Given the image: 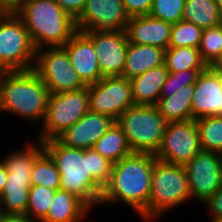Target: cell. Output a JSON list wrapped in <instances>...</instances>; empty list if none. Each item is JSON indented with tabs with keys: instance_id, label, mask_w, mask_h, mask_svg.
<instances>
[{
	"instance_id": "obj_4",
	"label": "cell",
	"mask_w": 222,
	"mask_h": 222,
	"mask_svg": "<svg viewBox=\"0 0 222 222\" xmlns=\"http://www.w3.org/2000/svg\"><path fill=\"white\" fill-rule=\"evenodd\" d=\"M49 91L33 69L0 72V111L29 120L46 115Z\"/></svg>"
},
{
	"instance_id": "obj_37",
	"label": "cell",
	"mask_w": 222,
	"mask_h": 222,
	"mask_svg": "<svg viewBox=\"0 0 222 222\" xmlns=\"http://www.w3.org/2000/svg\"><path fill=\"white\" fill-rule=\"evenodd\" d=\"M204 203L208 205L214 215L212 222H222V186Z\"/></svg>"
},
{
	"instance_id": "obj_38",
	"label": "cell",
	"mask_w": 222,
	"mask_h": 222,
	"mask_svg": "<svg viewBox=\"0 0 222 222\" xmlns=\"http://www.w3.org/2000/svg\"><path fill=\"white\" fill-rule=\"evenodd\" d=\"M20 8V0H0V11L5 13H16Z\"/></svg>"
},
{
	"instance_id": "obj_21",
	"label": "cell",
	"mask_w": 222,
	"mask_h": 222,
	"mask_svg": "<svg viewBox=\"0 0 222 222\" xmlns=\"http://www.w3.org/2000/svg\"><path fill=\"white\" fill-rule=\"evenodd\" d=\"M165 49L152 45L129 43L122 77L131 79L146 71L163 65Z\"/></svg>"
},
{
	"instance_id": "obj_25",
	"label": "cell",
	"mask_w": 222,
	"mask_h": 222,
	"mask_svg": "<svg viewBox=\"0 0 222 222\" xmlns=\"http://www.w3.org/2000/svg\"><path fill=\"white\" fill-rule=\"evenodd\" d=\"M92 149L112 163L133 153L122 128L116 122L96 141Z\"/></svg>"
},
{
	"instance_id": "obj_17",
	"label": "cell",
	"mask_w": 222,
	"mask_h": 222,
	"mask_svg": "<svg viewBox=\"0 0 222 222\" xmlns=\"http://www.w3.org/2000/svg\"><path fill=\"white\" fill-rule=\"evenodd\" d=\"M192 119L222 116V76L209 67L202 71L195 84L192 99Z\"/></svg>"
},
{
	"instance_id": "obj_31",
	"label": "cell",
	"mask_w": 222,
	"mask_h": 222,
	"mask_svg": "<svg viewBox=\"0 0 222 222\" xmlns=\"http://www.w3.org/2000/svg\"><path fill=\"white\" fill-rule=\"evenodd\" d=\"M198 49L208 67L222 53V24L202 31Z\"/></svg>"
},
{
	"instance_id": "obj_7",
	"label": "cell",
	"mask_w": 222,
	"mask_h": 222,
	"mask_svg": "<svg viewBox=\"0 0 222 222\" xmlns=\"http://www.w3.org/2000/svg\"><path fill=\"white\" fill-rule=\"evenodd\" d=\"M189 198L191 194L185 167L156 160L151 176L148 222Z\"/></svg>"
},
{
	"instance_id": "obj_29",
	"label": "cell",
	"mask_w": 222,
	"mask_h": 222,
	"mask_svg": "<svg viewBox=\"0 0 222 222\" xmlns=\"http://www.w3.org/2000/svg\"><path fill=\"white\" fill-rule=\"evenodd\" d=\"M54 189L41 185H32L29 188L28 204L26 214L35 221H41L47 214L53 200Z\"/></svg>"
},
{
	"instance_id": "obj_41",
	"label": "cell",
	"mask_w": 222,
	"mask_h": 222,
	"mask_svg": "<svg viewBox=\"0 0 222 222\" xmlns=\"http://www.w3.org/2000/svg\"><path fill=\"white\" fill-rule=\"evenodd\" d=\"M7 178V170L3 162H0V197L2 196Z\"/></svg>"
},
{
	"instance_id": "obj_45",
	"label": "cell",
	"mask_w": 222,
	"mask_h": 222,
	"mask_svg": "<svg viewBox=\"0 0 222 222\" xmlns=\"http://www.w3.org/2000/svg\"><path fill=\"white\" fill-rule=\"evenodd\" d=\"M221 158V165H222V151L219 153Z\"/></svg>"
},
{
	"instance_id": "obj_9",
	"label": "cell",
	"mask_w": 222,
	"mask_h": 222,
	"mask_svg": "<svg viewBox=\"0 0 222 222\" xmlns=\"http://www.w3.org/2000/svg\"><path fill=\"white\" fill-rule=\"evenodd\" d=\"M88 110V86L77 91L50 94L43 121L44 129L38 141L56 139L83 117Z\"/></svg>"
},
{
	"instance_id": "obj_44",
	"label": "cell",
	"mask_w": 222,
	"mask_h": 222,
	"mask_svg": "<svg viewBox=\"0 0 222 222\" xmlns=\"http://www.w3.org/2000/svg\"><path fill=\"white\" fill-rule=\"evenodd\" d=\"M3 215H4V213L2 211V208L0 207V222H1V218H2Z\"/></svg>"
},
{
	"instance_id": "obj_23",
	"label": "cell",
	"mask_w": 222,
	"mask_h": 222,
	"mask_svg": "<svg viewBox=\"0 0 222 222\" xmlns=\"http://www.w3.org/2000/svg\"><path fill=\"white\" fill-rule=\"evenodd\" d=\"M194 84L182 87L171 97L159 98L156 107L167 123L192 119Z\"/></svg>"
},
{
	"instance_id": "obj_39",
	"label": "cell",
	"mask_w": 222,
	"mask_h": 222,
	"mask_svg": "<svg viewBox=\"0 0 222 222\" xmlns=\"http://www.w3.org/2000/svg\"><path fill=\"white\" fill-rule=\"evenodd\" d=\"M1 222H36V221L29 218L27 215L4 214L1 218Z\"/></svg>"
},
{
	"instance_id": "obj_15",
	"label": "cell",
	"mask_w": 222,
	"mask_h": 222,
	"mask_svg": "<svg viewBox=\"0 0 222 222\" xmlns=\"http://www.w3.org/2000/svg\"><path fill=\"white\" fill-rule=\"evenodd\" d=\"M83 32L93 43L102 76H122L129 44L125 30Z\"/></svg>"
},
{
	"instance_id": "obj_27",
	"label": "cell",
	"mask_w": 222,
	"mask_h": 222,
	"mask_svg": "<svg viewBox=\"0 0 222 222\" xmlns=\"http://www.w3.org/2000/svg\"><path fill=\"white\" fill-rule=\"evenodd\" d=\"M200 145L204 151H222V116H206L195 120Z\"/></svg>"
},
{
	"instance_id": "obj_14",
	"label": "cell",
	"mask_w": 222,
	"mask_h": 222,
	"mask_svg": "<svg viewBox=\"0 0 222 222\" xmlns=\"http://www.w3.org/2000/svg\"><path fill=\"white\" fill-rule=\"evenodd\" d=\"M129 20L122 0H86L75 25L78 31L115 32L125 30Z\"/></svg>"
},
{
	"instance_id": "obj_12",
	"label": "cell",
	"mask_w": 222,
	"mask_h": 222,
	"mask_svg": "<svg viewBox=\"0 0 222 222\" xmlns=\"http://www.w3.org/2000/svg\"><path fill=\"white\" fill-rule=\"evenodd\" d=\"M89 110L106 115L115 121L128 108L135 106L129 79L106 76L97 83L87 85Z\"/></svg>"
},
{
	"instance_id": "obj_22",
	"label": "cell",
	"mask_w": 222,
	"mask_h": 222,
	"mask_svg": "<svg viewBox=\"0 0 222 222\" xmlns=\"http://www.w3.org/2000/svg\"><path fill=\"white\" fill-rule=\"evenodd\" d=\"M89 208L76 196L56 190L46 216L40 222H79Z\"/></svg>"
},
{
	"instance_id": "obj_5",
	"label": "cell",
	"mask_w": 222,
	"mask_h": 222,
	"mask_svg": "<svg viewBox=\"0 0 222 222\" xmlns=\"http://www.w3.org/2000/svg\"><path fill=\"white\" fill-rule=\"evenodd\" d=\"M38 142L39 144H35L36 147L31 145L26 149L27 151L12 153L3 160L7 170V178L0 197V207L6 209H2L4 214H26L29 188L32 186L33 164L44 152L43 143Z\"/></svg>"
},
{
	"instance_id": "obj_6",
	"label": "cell",
	"mask_w": 222,
	"mask_h": 222,
	"mask_svg": "<svg viewBox=\"0 0 222 222\" xmlns=\"http://www.w3.org/2000/svg\"><path fill=\"white\" fill-rule=\"evenodd\" d=\"M133 153L155 155L159 150L167 122L155 105H135L117 119Z\"/></svg>"
},
{
	"instance_id": "obj_3",
	"label": "cell",
	"mask_w": 222,
	"mask_h": 222,
	"mask_svg": "<svg viewBox=\"0 0 222 222\" xmlns=\"http://www.w3.org/2000/svg\"><path fill=\"white\" fill-rule=\"evenodd\" d=\"M23 22L35 49L63 46L77 31L75 20L55 0H31L15 13Z\"/></svg>"
},
{
	"instance_id": "obj_8",
	"label": "cell",
	"mask_w": 222,
	"mask_h": 222,
	"mask_svg": "<svg viewBox=\"0 0 222 222\" xmlns=\"http://www.w3.org/2000/svg\"><path fill=\"white\" fill-rule=\"evenodd\" d=\"M36 49L22 20L15 13L0 17V71L33 69Z\"/></svg>"
},
{
	"instance_id": "obj_28",
	"label": "cell",
	"mask_w": 222,
	"mask_h": 222,
	"mask_svg": "<svg viewBox=\"0 0 222 222\" xmlns=\"http://www.w3.org/2000/svg\"><path fill=\"white\" fill-rule=\"evenodd\" d=\"M32 185H41L59 190L60 174L55 162L44 151L34 162L31 172Z\"/></svg>"
},
{
	"instance_id": "obj_13",
	"label": "cell",
	"mask_w": 222,
	"mask_h": 222,
	"mask_svg": "<svg viewBox=\"0 0 222 222\" xmlns=\"http://www.w3.org/2000/svg\"><path fill=\"white\" fill-rule=\"evenodd\" d=\"M184 167L191 198L205 202L222 186V165L218 152L201 150Z\"/></svg>"
},
{
	"instance_id": "obj_16",
	"label": "cell",
	"mask_w": 222,
	"mask_h": 222,
	"mask_svg": "<svg viewBox=\"0 0 222 222\" xmlns=\"http://www.w3.org/2000/svg\"><path fill=\"white\" fill-rule=\"evenodd\" d=\"M62 47L66 50L73 69L86 86L103 78L96 50L83 31L77 30Z\"/></svg>"
},
{
	"instance_id": "obj_20",
	"label": "cell",
	"mask_w": 222,
	"mask_h": 222,
	"mask_svg": "<svg viewBox=\"0 0 222 222\" xmlns=\"http://www.w3.org/2000/svg\"><path fill=\"white\" fill-rule=\"evenodd\" d=\"M166 65L154 67L129 79L135 105H156L168 76Z\"/></svg>"
},
{
	"instance_id": "obj_19",
	"label": "cell",
	"mask_w": 222,
	"mask_h": 222,
	"mask_svg": "<svg viewBox=\"0 0 222 222\" xmlns=\"http://www.w3.org/2000/svg\"><path fill=\"white\" fill-rule=\"evenodd\" d=\"M172 24L150 15L131 17L125 32L129 43L152 45L167 49Z\"/></svg>"
},
{
	"instance_id": "obj_10",
	"label": "cell",
	"mask_w": 222,
	"mask_h": 222,
	"mask_svg": "<svg viewBox=\"0 0 222 222\" xmlns=\"http://www.w3.org/2000/svg\"><path fill=\"white\" fill-rule=\"evenodd\" d=\"M42 49L36 50L37 62L33 70L50 94L77 91L86 87L73 69L69 56L62 46L50 47L48 51Z\"/></svg>"
},
{
	"instance_id": "obj_30",
	"label": "cell",
	"mask_w": 222,
	"mask_h": 222,
	"mask_svg": "<svg viewBox=\"0 0 222 222\" xmlns=\"http://www.w3.org/2000/svg\"><path fill=\"white\" fill-rule=\"evenodd\" d=\"M202 31L194 23L184 20L172 24L168 47L199 48Z\"/></svg>"
},
{
	"instance_id": "obj_26",
	"label": "cell",
	"mask_w": 222,
	"mask_h": 222,
	"mask_svg": "<svg viewBox=\"0 0 222 222\" xmlns=\"http://www.w3.org/2000/svg\"><path fill=\"white\" fill-rule=\"evenodd\" d=\"M164 64L169 72L207 68L200 56L199 49L193 47H168L165 50Z\"/></svg>"
},
{
	"instance_id": "obj_42",
	"label": "cell",
	"mask_w": 222,
	"mask_h": 222,
	"mask_svg": "<svg viewBox=\"0 0 222 222\" xmlns=\"http://www.w3.org/2000/svg\"><path fill=\"white\" fill-rule=\"evenodd\" d=\"M216 4L218 5V8L220 9L221 15H222V0H214Z\"/></svg>"
},
{
	"instance_id": "obj_1",
	"label": "cell",
	"mask_w": 222,
	"mask_h": 222,
	"mask_svg": "<svg viewBox=\"0 0 222 222\" xmlns=\"http://www.w3.org/2000/svg\"><path fill=\"white\" fill-rule=\"evenodd\" d=\"M156 160L153 154L132 153L113 163L110 179L103 187L100 204L123 201L148 222L151 176Z\"/></svg>"
},
{
	"instance_id": "obj_11",
	"label": "cell",
	"mask_w": 222,
	"mask_h": 222,
	"mask_svg": "<svg viewBox=\"0 0 222 222\" xmlns=\"http://www.w3.org/2000/svg\"><path fill=\"white\" fill-rule=\"evenodd\" d=\"M202 150L194 119L166 124L159 150L154 155L158 161L186 165Z\"/></svg>"
},
{
	"instance_id": "obj_40",
	"label": "cell",
	"mask_w": 222,
	"mask_h": 222,
	"mask_svg": "<svg viewBox=\"0 0 222 222\" xmlns=\"http://www.w3.org/2000/svg\"><path fill=\"white\" fill-rule=\"evenodd\" d=\"M208 67L213 72L222 76V53Z\"/></svg>"
},
{
	"instance_id": "obj_34",
	"label": "cell",
	"mask_w": 222,
	"mask_h": 222,
	"mask_svg": "<svg viewBox=\"0 0 222 222\" xmlns=\"http://www.w3.org/2000/svg\"><path fill=\"white\" fill-rule=\"evenodd\" d=\"M89 165L92 178L103 188L110 179L113 163L93 149H89Z\"/></svg>"
},
{
	"instance_id": "obj_35",
	"label": "cell",
	"mask_w": 222,
	"mask_h": 222,
	"mask_svg": "<svg viewBox=\"0 0 222 222\" xmlns=\"http://www.w3.org/2000/svg\"><path fill=\"white\" fill-rule=\"evenodd\" d=\"M129 17L149 15L153 0H122Z\"/></svg>"
},
{
	"instance_id": "obj_36",
	"label": "cell",
	"mask_w": 222,
	"mask_h": 222,
	"mask_svg": "<svg viewBox=\"0 0 222 222\" xmlns=\"http://www.w3.org/2000/svg\"><path fill=\"white\" fill-rule=\"evenodd\" d=\"M58 5L76 20L82 13L86 0H55Z\"/></svg>"
},
{
	"instance_id": "obj_43",
	"label": "cell",
	"mask_w": 222,
	"mask_h": 222,
	"mask_svg": "<svg viewBox=\"0 0 222 222\" xmlns=\"http://www.w3.org/2000/svg\"><path fill=\"white\" fill-rule=\"evenodd\" d=\"M28 1H31V0H20V6Z\"/></svg>"
},
{
	"instance_id": "obj_33",
	"label": "cell",
	"mask_w": 222,
	"mask_h": 222,
	"mask_svg": "<svg viewBox=\"0 0 222 222\" xmlns=\"http://www.w3.org/2000/svg\"><path fill=\"white\" fill-rule=\"evenodd\" d=\"M204 70H182L179 72H169L166 82L162 86L160 98L171 97L182 87L195 84L199 74Z\"/></svg>"
},
{
	"instance_id": "obj_32",
	"label": "cell",
	"mask_w": 222,
	"mask_h": 222,
	"mask_svg": "<svg viewBox=\"0 0 222 222\" xmlns=\"http://www.w3.org/2000/svg\"><path fill=\"white\" fill-rule=\"evenodd\" d=\"M185 0H153L149 15L175 24L183 20Z\"/></svg>"
},
{
	"instance_id": "obj_24",
	"label": "cell",
	"mask_w": 222,
	"mask_h": 222,
	"mask_svg": "<svg viewBox=\"0 0 222 222\" xmlns=\"http://www.w3.org/2000/svg\"><path fill=\"white\" fill-rule=\"evenodd\" d=\"M183 20L202 30L222 24V15L214 0H185Z\"/></svg>"
},
{
	"instance_id": "obj_18",
	"label": "cell",
	"mask_w": 222,
	"mask_h": 222,
	"mask_svg": "<svg viewBox=\"0 0 222 222\" xmlns=\"http://www.w3.org/2000/svg\"><path fill=\"white\" fill-rule=\"evenodd\" d=\"M116 121L97 112H88L74 125L62 132L56 139L71 148L92 149L96 141Z\"/></svg>"
},
{
	"instance_id": "obj_2",
	"label": "cell",
	"mask_w": 222,
	"mask_h": 222,
	"mask_svg": "<svg viewBox=\"0 0 222 222\" xmlns=\"http://www.w3.org/2000/svg\"><path fill=\"white\" fill-rule=\"evenodd\" d=\"M42 143L60 174L59 189L73 194L89 209L99 204L103 188L90 174L89 149L67 147L57 139Z\"/></svg>"
}]
</instances>
